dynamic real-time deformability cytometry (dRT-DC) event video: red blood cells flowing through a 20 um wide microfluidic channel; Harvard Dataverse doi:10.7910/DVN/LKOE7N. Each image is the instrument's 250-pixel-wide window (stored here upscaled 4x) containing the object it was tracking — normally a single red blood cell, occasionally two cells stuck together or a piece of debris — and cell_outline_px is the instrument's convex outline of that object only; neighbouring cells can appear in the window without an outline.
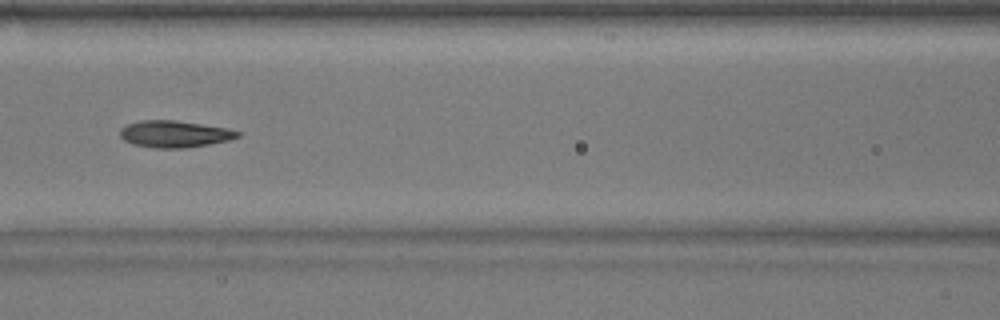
{"species": "common noctule bat (a hibernating species)", "species_latin": "Nyctalus noctula", "temperature_condition": "warm", "stored_images_in_passage": 52, "camera_frame_rate_fps": 3000, "um_per_image_px": 0.085, "animal": {"sex": "male", "body_mass_g": 17.9}, "frame": {"image": 1, "passage_image": 22, "time_ms": 7.0, "image_size_px": [1000, 320], "cell_outline_px": [[240, 136], [228, 140], [208, 144], [184, 148], [156, 148], [132, 144], [124, 140], [120, 136], [120, 128], [128, 124], [140, 120], [176, 120], [228, 128], [240, 132]], "centroid_in_image_um": [14.82, 11.38], "position_along_channel_um": 151.8, "area_um2": 18.32}}
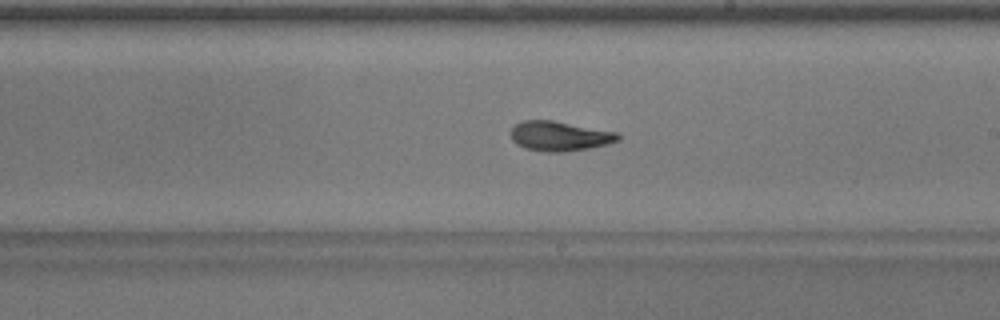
{"frame": {"image": 2, "passage_image": 29, "time_ms": 9.333, "image_size_px": [1000, 320], "cell_outline_px": [[620, 140], [608, 144], [588, 148], [564, 152], [548, 152], [524, 148], [516, 144], [512, 140], [512, 128], [520, 120], [552, 120], [620, 132]], "centroid_in_image_um": [47.6, 11.56], "position_along_channel_um": 241.4, "area_um2": 18.73}}
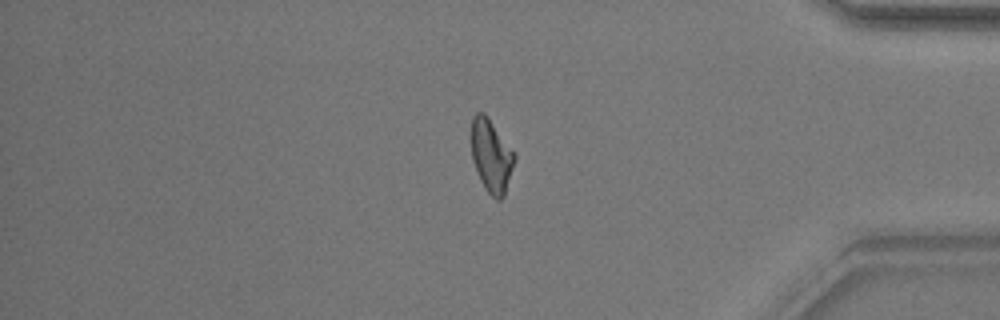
{"frame": {"image": 3, "passage_image": 43, "time_ms": 14.0, "image_size_px": [1000, 320], "cell_outline_px": [[516, 160], [504, 196], [500, 200], [496, 200], [484, 188], [480, 180], [472, 160], [472, 116], [476, 112], [484, 112], [516, 156]], "centroid_in_image_um": [41.76, 13.28], "position_along_channel_um": 393.4, "area_um2": 18.15}, "authors_computed_cell_mechanics": {"area_um2": 18.3515, "velocity_mm_per_s": 3.8596, "shape_relaxation_time_tau1_ms": 4.1937, "shape_relaxation_time_tau2_ms": 2.061, "deformation_change_tau1": 0.1685, "deformation_change_tau2": 0.0801}}